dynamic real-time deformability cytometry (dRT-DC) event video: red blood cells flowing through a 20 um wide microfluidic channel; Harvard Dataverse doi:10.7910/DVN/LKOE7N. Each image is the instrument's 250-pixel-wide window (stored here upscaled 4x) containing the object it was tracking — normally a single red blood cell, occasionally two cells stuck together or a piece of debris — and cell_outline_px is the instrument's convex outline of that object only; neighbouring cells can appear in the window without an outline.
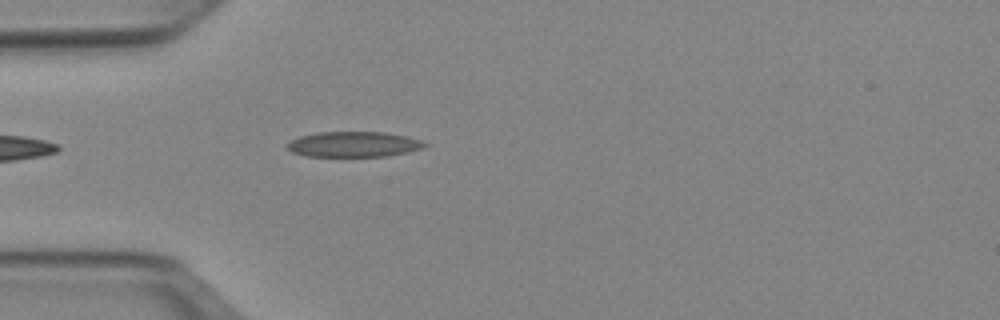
{"species": "Egyptian fruit bat (a non-hibernating species)", "species_latin": "Rousettus aegyptiacus", "temperature_condition": "cold", "stored_images_in_passage": 5, "camera_frame_rate_fps": 3000, "um_per_image_px": 0.085, "animal": {"sex": "female"}, "frame": {"image": 1, "passage_image": 1, "time_ms": 0.0, "image_size_px": [1000, 320], "cell_outline_px": [[428, 144], [424, 148], [408, 152], [388, 156], [308, 156], [292, 152], [288, 148], [288, 140], [300, 136], [320, 132], [384, 132], [408, 136], [420, 140]], "centroid_in_image_um": [30.09, 12.26], "position_along_channel_um": 54.9, "area_um2": 20.35}}
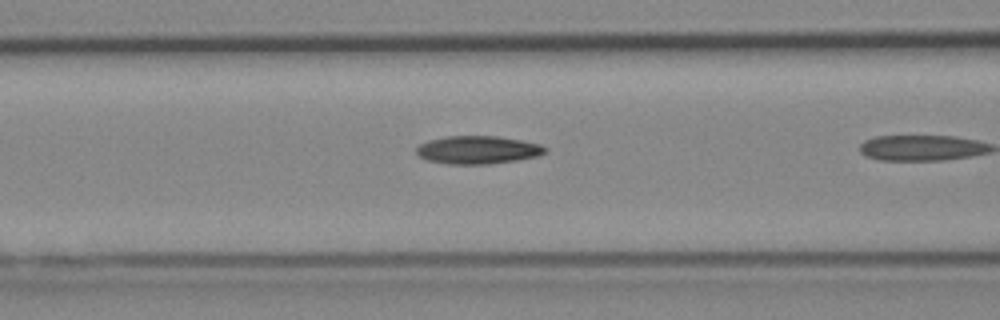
{"frame": {"image": 2, "passage_image": 4, "time_ms": 1.0, "image_size_px": [1000, 320], "cell_outline_px": [[548, 148], [544, 152], [536, 156], [516, 160], [488, 164], [448, 164], [428, 160], [420, 156], [416, 152], [416, 148], [420, 144], [428, 140], [444, 136], [496, 136], [524, 140], [540, 144]], "centroid_in_image_um": [40.6, 12.73], "position_along_channel_um": 126.0, "area_um2": 20.98}}